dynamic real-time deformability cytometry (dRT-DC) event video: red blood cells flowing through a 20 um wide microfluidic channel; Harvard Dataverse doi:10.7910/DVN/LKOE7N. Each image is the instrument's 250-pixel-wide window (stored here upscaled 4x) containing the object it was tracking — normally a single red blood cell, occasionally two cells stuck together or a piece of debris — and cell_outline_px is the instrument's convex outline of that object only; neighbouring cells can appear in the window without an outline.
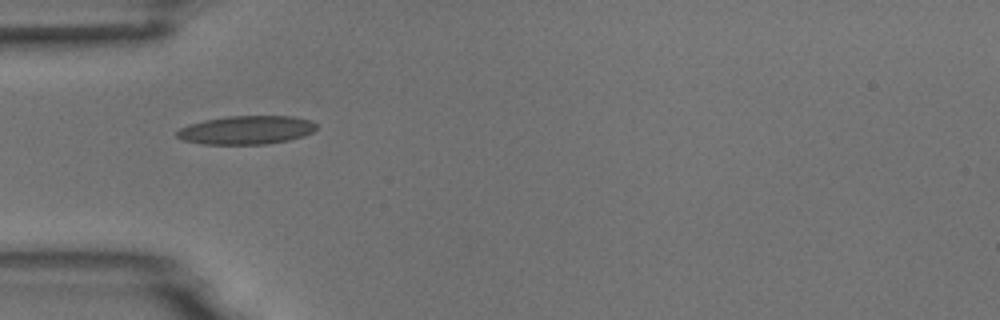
{"species": "common noctule bat (a hibernating species)", "species_latin": "Nyctalus noctula", "temperature_condition": "room temperature", "stored_images_in_passage": 10, "camera_frame_rate_fps": 3000, "um_per_image_px": 0.085, "animal": {"sex": "male", "body_mass_g": 18.8}, "frame": {"image": 1, "passage_image": 6, "time_ms": 1.667, "image_size_px": [1000, 320], "cell_outline_px": [[316, 128], [312, 132], [304, 136], [288, 140], [268, 144], [200, 144], [184, 140], [176, 136], [176, 132], [180, 128], [188, 124], [204, 120], [228, 116], [292, 116], [312, 120], [316, 124]], "centroid_in_image_um": [20.94, 11.05], "position_along_channel_um": 64.1, "area_um2": 23.29}}
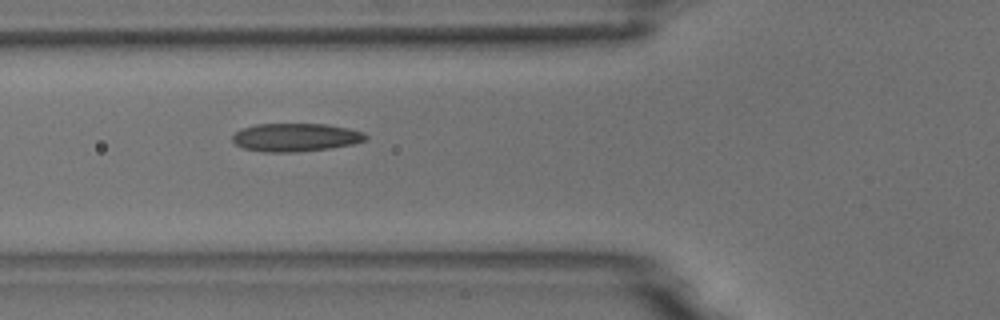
{"frame": {"image": 2, "passage_image": 7, "time_ms": 2.0, "image_size_px": [1000, 320], "cell_outline_px": [[368, 136], [364, 140], [352, 144], [328, 148], [296, 152], [264, 152], [244, 148], [236, 144], [232, 140], [232, 136], [240, 128], [256, 124], [328, 124], [348, 128], [364, 132]], "centroid_in_image_um": [25.1, 11.67], "position_along_channel_um": 100.7, "area_um2": 21.85}}